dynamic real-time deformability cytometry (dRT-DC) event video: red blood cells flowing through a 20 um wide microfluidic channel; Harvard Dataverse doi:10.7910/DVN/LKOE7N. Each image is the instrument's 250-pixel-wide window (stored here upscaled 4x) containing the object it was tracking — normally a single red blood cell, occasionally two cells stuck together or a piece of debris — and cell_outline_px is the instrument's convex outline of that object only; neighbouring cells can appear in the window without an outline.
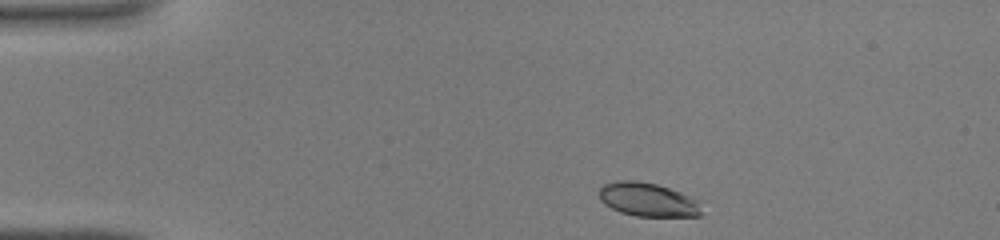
{"species": "common noctule bat (a hibernating species)", "species_latin": "Nyctalus noctula", "temperature_condition": "warm", "stored_images_in_passage": 37, "camera_frame_rate_fps": 3000, "um_per_image_px": 0.085, "animal": {"sex": "male", "body_mass_g": 19.0, "forearm_length_mm": 50.8}, "frame": {"image": 1, "passage_image": 1, "time_ms": 0.0, "image_size_px": [1000, 240], "cell_outline_px": [[704, 200], [700, 216], [636, 216], [620, 212], [604, 204], [600, 200], [600, 188], [604, 184], [616, 180], [636, 180], [656, 184]], "centroid_in_image_um": [55.13, 16.97], "position_along_channel_um": 29.9, "area_um2": 20.46}}
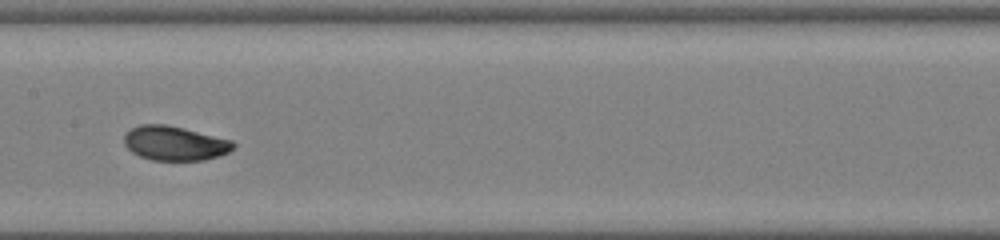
{"frame": {"image": 2, "passage_image": 16, "time_ms": 5.0, "image_size_px": [1000, 240], "cell_outline_px": [[236, 144], [228, 152], [220, 156], [204, 160], [152, 160], [140, 156], [132, 152], [124, 144], [124, 136], [132, 128], [140, 124], [168, 124], [232, 140]], "centroid_in_image_um": [14.86, 12.17], "position_along_channel_um": 192.5, "area_um2": 21.85}}
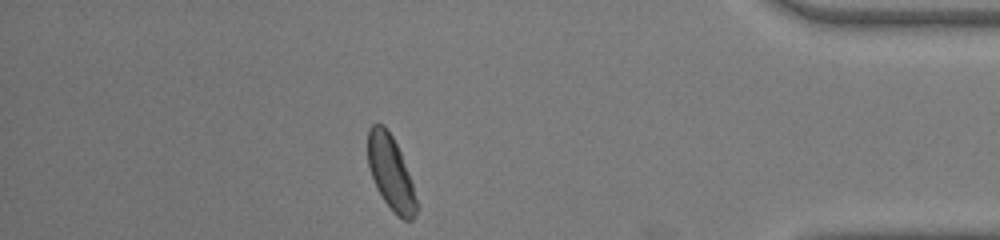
{"frame": {"image": 3, "passage_image": 32, "time_ms": 10.333, "image_size_px": [1000, 240], "cell_outline_px": [[416, 212], [412, 220], [404, 220], [396, 216], [384, 200], [376, 188], [368, 164], [368, 132], [372, 124], [384, 124], [392, 136], [400, 152], [408, 172], [412, 184], [416, 200]], "centroid_in_image_um": [33.2, 14.69], "position_along_channel_um": 402.0, "area_um2": 20.63}}